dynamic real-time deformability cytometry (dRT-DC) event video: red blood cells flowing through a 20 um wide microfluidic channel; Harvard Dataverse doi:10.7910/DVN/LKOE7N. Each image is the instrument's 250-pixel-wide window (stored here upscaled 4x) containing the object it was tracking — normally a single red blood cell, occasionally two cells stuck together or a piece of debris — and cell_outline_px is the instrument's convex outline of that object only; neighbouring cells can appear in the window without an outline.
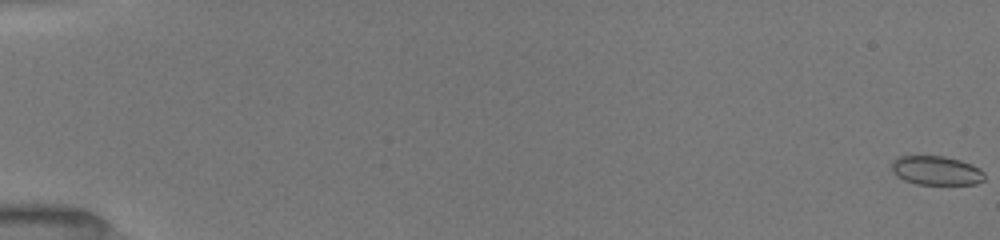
{"species": "common noctule bat (a hibernating species)", "species_latin": "Nyctalus noctula", "temperature_condition": "room temperature", "stored_images_in_passage": 26, "camera_frame_rate_fps": 3000, "um_per_image_px": 0.085, "animal": {"sex": "female", "body_mass_g": 19.5, "forearm_length_mm": 54.1}, "frame": {"image": 1, "passage_image": 1, "time_ms": 0.0, "image_size_px": [1000, 240], "cell_outline_px": [[984, 180], [976, 184], [916, 184], [904, 180], [896, 176], [892, 172], [892, 160], [896, 156], [944, 156], [960, 160], [972, 164], [980, 168], [984, 172]], "centroid_in_image_um": [79.57, 14.49], "position_along_channel_um": 5.4, "area_um2": 15.9}}
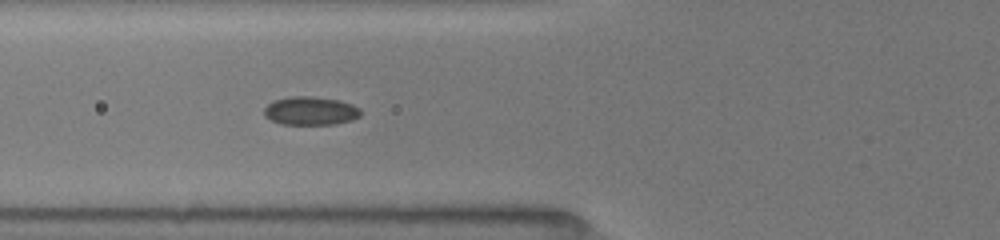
{"frame": {"image": 2, "passage_image": 16, "time_ms": 7.0, "image_size_px": [1000, 240], "cell_outline_px": [[360, 116], [352, 120], [336, 124], [280, 124], [264, 116], [264, 108], [272, 100], [292, 96], [312, 96], [340, 100], [352, 104], [360, 108]], "centroid_in_image_um": [26.39, 9.41], "position_along_channel_um": 99.4, "area_um2": 16.13}}
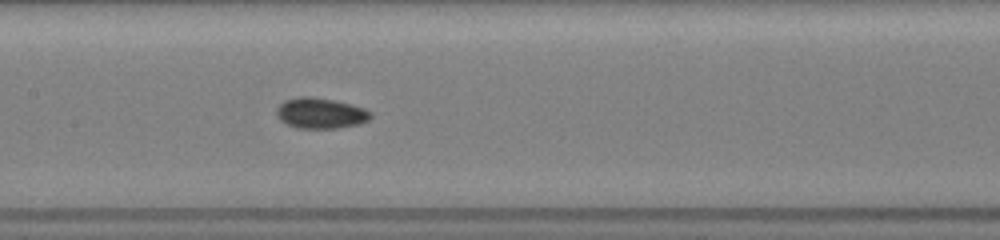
{"frame": {"image": 3, "passage_image": 26, "time_ms": 9.0, "image_size_px": [1000, 240], "cell_outline_px": [[372, 116], [368, 120], [360, 124], [336, 128], [296, 128], [280, 120], [276, 116], [276, 108], [284, 100], [300, 96], [308, 96], [332, 100], [352, 104], [364, 108], [372, 112]], "centroid_in_image_um": [27.24, 9.62], "position_along_channel_um": 180.2, "area_um2": 16.88}}